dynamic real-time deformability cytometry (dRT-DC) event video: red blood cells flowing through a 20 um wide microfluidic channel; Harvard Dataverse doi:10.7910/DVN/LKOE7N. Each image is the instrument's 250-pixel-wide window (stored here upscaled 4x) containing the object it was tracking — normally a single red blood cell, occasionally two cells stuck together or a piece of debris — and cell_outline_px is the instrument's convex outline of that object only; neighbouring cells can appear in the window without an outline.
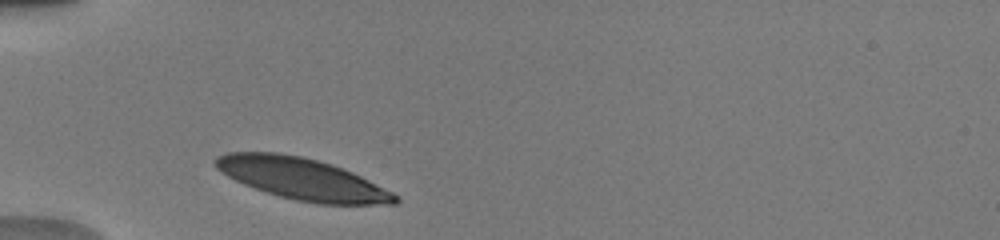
{"species": "human", "species_latin": "Homo sapiens", "temperature_condition": "warm", "stored_images_in_passage": 4, "camera_frame_rate_fps": 3000, "um_per_image_px": 0.085, "donor": {"sex": "male"}, "frame": {"image": 1, "passage_image": 1, "time_ms": 0.0, "image_size_px": [1000, 240], "cell_outline_px": [[400, 200], [396, 204], [316, 204], [296, 200], [280, 196], [244, 184], [220, 172], [212, 164], [212, 160], [216, 156], [224, 152], [276, 152], [300, 156], [332, 164], [352, 172], [400, 196]], "centroid_in_image_um": [25.65, 15.19], "position_along_channel_um": 59.4, "area_um2": 43.47}}
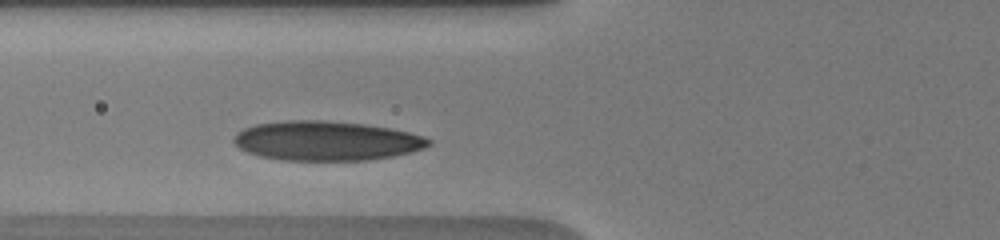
{"frame": {"image": 2, "passage_image": 4, "time_ms": 1.333, "image_size_px": [1000, 240], "cell_outline_px": [[432, 144], [424, 148], [412, 152], [392, 156], [368, 160], [284, 160], [260, 156], [248, 152], [240, 148], [232, 140], [236, 132], [244, 128], [256, 124], [288, 120], [320, 120], [364, 124], [388, 128], [408, 132], [424, 136], [432, 140]], "centroid_in_image_um": [27.75, 11.97], "position_along_channel_um": 98.1, "area_um2": 44.74}}